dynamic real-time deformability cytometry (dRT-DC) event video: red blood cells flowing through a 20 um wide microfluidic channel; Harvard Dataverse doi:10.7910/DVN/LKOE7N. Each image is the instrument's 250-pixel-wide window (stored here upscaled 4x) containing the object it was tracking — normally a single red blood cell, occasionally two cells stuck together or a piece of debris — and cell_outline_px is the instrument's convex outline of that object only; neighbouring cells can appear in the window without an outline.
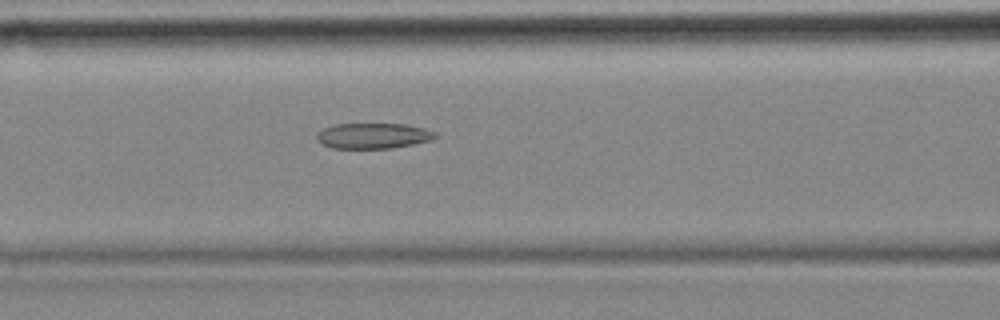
{"species": "common noctule bat (a hibernating species)", "species_latin": "Nyctalus noctula", "temperature_condition": "cold", "stored_images_in_passage": 7, "segment_of_instrument_passage": [1, 2], "camera_frame_rate_fps": 3000, "um_per_image_px": 0.085, "animal": {"sex": "female", "body_mass_g": 18.4}, "frame": {"image": 1, "passage_image": 6, "time_ms": 1.667, "image_size_px": [1000, 320], "cell_outline_px": [[436, 136], [432, 140], [392, 148], [332, 148], [316, 140], [316, 132], [324, 128], [336, 124], [404, 124], [424, 128], [436, 132]], "centroid_in_image_um": [31.7, 11.54], "position_along_channel_um": 134.9, "area_um2": 17.57}}